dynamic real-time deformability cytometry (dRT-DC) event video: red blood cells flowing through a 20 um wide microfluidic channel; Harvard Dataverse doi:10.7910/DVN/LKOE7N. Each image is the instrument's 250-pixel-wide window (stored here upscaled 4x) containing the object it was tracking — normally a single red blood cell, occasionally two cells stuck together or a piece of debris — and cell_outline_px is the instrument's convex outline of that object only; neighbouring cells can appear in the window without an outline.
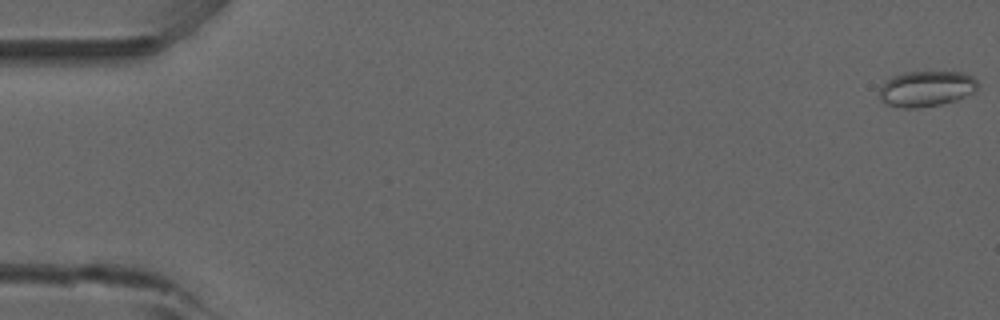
{"species": "common noctule bat (a hibernating species)", "species_latin": "Nyctalus noctula", "temperature_condition": "room temperature", "stored_images_in_passage": 11, "camera_frame_rate_fps": 3000, "um_per_image_px": 0.085, "animal": {"sex": "male", "forearm_length_mm": 52.5}, "frame": {"image": 1, "passage_image": 1, "time_ms": 0.0, "image_size_px": [1000, 320], "cell_outline_px": [[980, 84], [976, 92], [956, 100], [940, 104], [916, 108], [904, 108], [884, 104], [880, 100], [880, 88], [892, 76], [904, 72], [960, 72], [972, 76]], "centroid_in_image_um": [78.76, 7.54], "position_along_channel_um": 6.2, "area_um2": 20.52}}